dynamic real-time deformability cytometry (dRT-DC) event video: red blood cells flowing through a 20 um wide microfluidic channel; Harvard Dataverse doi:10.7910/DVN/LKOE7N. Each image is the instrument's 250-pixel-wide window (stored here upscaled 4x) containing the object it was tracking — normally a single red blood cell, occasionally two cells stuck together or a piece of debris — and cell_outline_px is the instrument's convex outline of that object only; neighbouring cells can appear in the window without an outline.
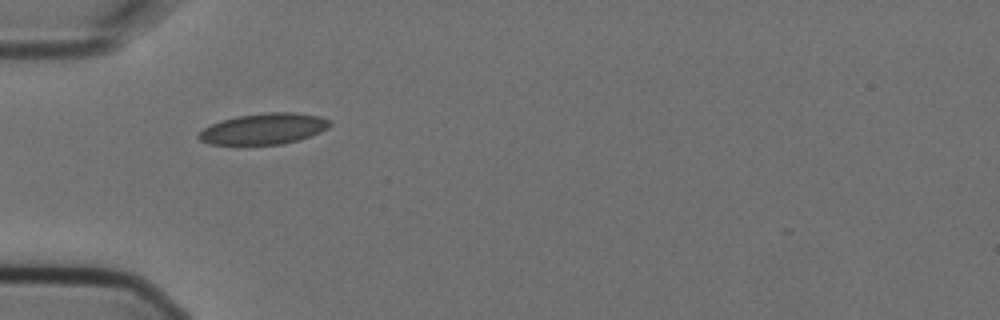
{"species": "Egyptian fruit bat (a non-hibernating species)", "species_latin": "Rousettus aegyptiacus", "temperature_condition": "cold", "stored_images_in_passage": 6, "camera_frame_rate_fps": 3000, "um_per_image_px": 0.085, "animal": {"sex": "female"}, "frame": {"image": 1, "passage_image": 3, "time_ms": 0.667, "image_size_px": [1000, 320], "cell_outline_px": [[332, 124], [328, 128], [312, 136], [300, 140], [284, 144], [208, 144], [200, 140], [196, 136], [204, 128], [212, 124], [236, 116], [268, 112], [296, 112], [320, 116], [332, 120]], "centroid_in_image_um": [22.49, 10.94], "position_along_channel_um": 62.5, "area_um2": 23.81}}
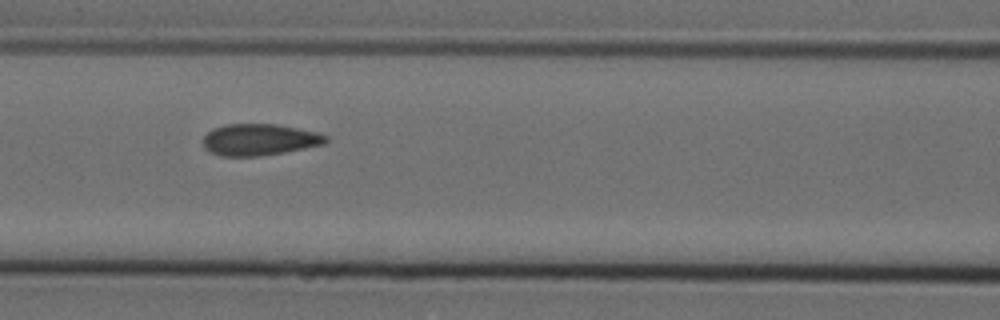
{"frame": {"image": 2, "passage_image": 5, "time_ms": 1.333, "image_size_px": [1000, 320], "cell_outline_px": [[328, 140], [324, 144], [284, 152], [260, 156], [220, 156], [204, 148], [204, 136], [212, 128], [224, 124], [276, 124], [316, 132], [328, 136]], "centroid_in_image_um": [22.03, 11.87], "position_along_channel_um": 144.6, "area_um2": 22.48}}
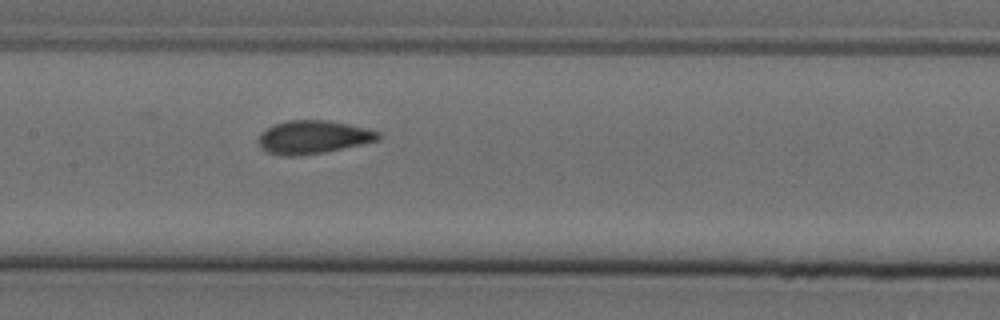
{"frame": {"image": 3, "passage_image": 6, "time_ms": 1.667, "image_size_px": [1000, 320], "cell_outline_px": [[384, 136], [380, 140], [324, 152], [300, 156], [284, 156], [268, 152], [260, 148], [256, 144], [256, 140], [260, 132], [272, 124], [288, 120], [324, 120], [348, 124], [368, 128], [380, 132]], "centroid_in_image_um": [26.58, 11.65], "position_along_channel_um": 180.8, "area_um2": 23.64}}